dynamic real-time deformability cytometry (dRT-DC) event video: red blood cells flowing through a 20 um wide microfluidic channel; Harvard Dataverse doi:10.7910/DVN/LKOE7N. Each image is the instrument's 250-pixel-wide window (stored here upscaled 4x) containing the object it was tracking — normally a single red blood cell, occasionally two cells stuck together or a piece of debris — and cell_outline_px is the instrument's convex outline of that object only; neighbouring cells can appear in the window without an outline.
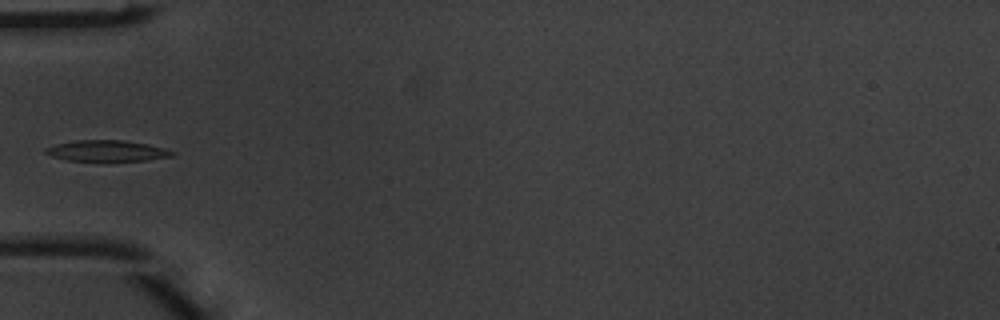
{"species": "common noctule bat (a hibernating species)", "species_latin": "Nyctalus noctula", "temperature_condition": "warm", "stored_images_in_passage": 5, "camera_frame_rate_fps": 3000, "um_per_image_px": 0.085, "animal": {"sex": "male", "body_mass_g": 20.1, "forearm_length_mm": 53.5}, "frame": {"image": 1, "passage_image": 4, "time_ms": 1.0, "image_size_px": [1000, 320], "cell_outline_px": [[176, 152], [172, 156], [148, 160], [108, 164], [68, 160], [52, 156], [44, 152], [44, 148], [56, 144], [76, 140], [124, 140], [148, 144], [164, 148]], "centroid_in_image_um": [9.1, 12.87], "position_along_channel_um": 75.9, "area_um2": 16.42}}